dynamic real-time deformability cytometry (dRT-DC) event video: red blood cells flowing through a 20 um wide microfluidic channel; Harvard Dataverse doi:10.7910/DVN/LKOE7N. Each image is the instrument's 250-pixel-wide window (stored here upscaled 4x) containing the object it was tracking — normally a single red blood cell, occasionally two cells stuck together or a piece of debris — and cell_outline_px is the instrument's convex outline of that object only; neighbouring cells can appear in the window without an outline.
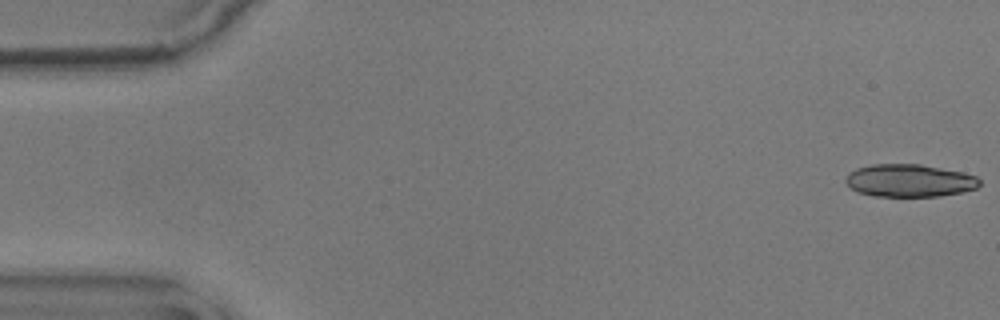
{"species": "common noctule bat (a hibernating species)", "species_latin": "Nyctalus noctula", "temperature_condition": "warm", "stored_images_in_passage": 55, "segment_of_instrument_passage": [1, 2], "camera_frame_rate_fps": 3000, "um_per_image_px": 0.085, "animal": {"sex": "male", "body_mass_g": 17.9}, "frame": {"image": 1, "passage_image": 1, "time_ms": 0.0, "image_size_px": [1000, 320], "cell_outline_px": [[980, 184], [976, 188], [960, 192], [940, 196], [872, 196], [856, 192], [844, 180], [848, 172], [856, 168], [872, 164], [920, 164], [964, 172], [976, 176], [980, 180]], "centroid_in_image_um": [77.28, 15.34], "position_along_channel_um": 7.7, "area_um2": 25.61}}
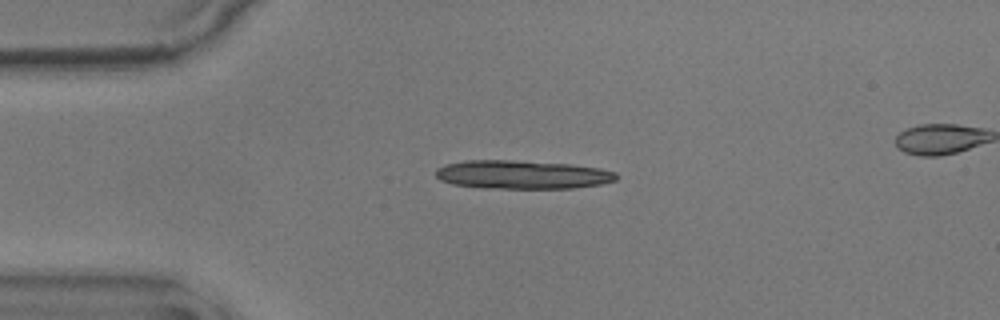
{"frame": {"image": 2, "passage_image": 13, "time_ms": 4.0, "image_size_px": [1000, 320], "cell_outline_px": [[620, 176], [616, 180], [600, 184], [572, 188], [484, 188], [452, 184], [440, 180], [436, 176], [436, 168], [448, 164], [464, 160], [512, 160], [572, 164], [600, 168], [616, 172]], "centroid_in_image_um": [44.41, 14.84], "position_along_channel_um": 40.6, "area_um2": 30.17}}